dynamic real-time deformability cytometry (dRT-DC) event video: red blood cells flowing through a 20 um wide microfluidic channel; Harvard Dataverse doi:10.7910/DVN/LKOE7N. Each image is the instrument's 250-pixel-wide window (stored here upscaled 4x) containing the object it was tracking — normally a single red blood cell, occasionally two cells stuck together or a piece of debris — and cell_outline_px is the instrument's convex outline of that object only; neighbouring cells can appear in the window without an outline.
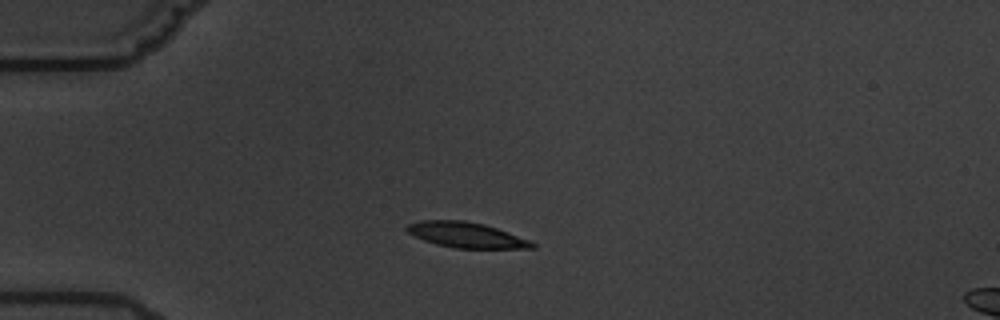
{"species": "common noctule bat (a hibernating species)", "species_latin": "Nyctalus noctula", "temperature_condition": "warm", "stored_images_in_passage": 3, "camera_frame_rate_fps": 3000, "um_per_image_px": 0.085, "animal": {"sex": "male", "body_mass_g": 19.5, "forearm_length_mm": 54.6}, "frame": {"image": 1, "passage_image": 2, "time_ms": 2.333, "image_size_px": [1000, 320], "cell_outline_px": [[536, 248], [456, 248], [436, 244], [424, 240], [408, 232], [404, 228], [408, 224], [420, 220], [464, 220], [484, 224], [508, 232], [528, 240], [536, 244]], "centroid_in_image_um": [39.61, 19.96], "position_along_channel_um": 45.4, "area_um2": 18.38}}